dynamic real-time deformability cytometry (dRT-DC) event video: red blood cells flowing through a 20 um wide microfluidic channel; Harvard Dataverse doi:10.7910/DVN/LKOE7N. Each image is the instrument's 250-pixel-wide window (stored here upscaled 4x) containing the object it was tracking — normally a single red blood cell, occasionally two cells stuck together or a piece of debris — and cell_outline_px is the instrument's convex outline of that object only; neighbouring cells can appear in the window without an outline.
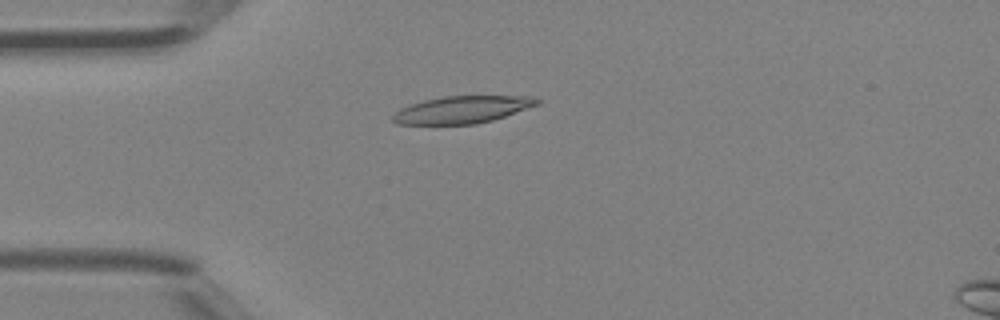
{"species": "Egyptian fruit bat (a non-hibernating species)", "species_latin": "Rousettus aegyptiacus", "temperature_condition": "room temperature", "stored_images_in_passage": 3, "camera_frame_rate_fps": 3000, "um_per_image_px": 0.085, "animal": {"sex": "female"}, "frame": {"image": 1, "passage_image": 2, "time_ms": 0.333, "image_size_px": [1000, 320], "cell_outline_px": [[540, 104], [492, 120], [476, 124], [396, 124], [392, 120], [392, 116], [400, 108], [424, 100], [444, 96], [528, 96], [540, 100]], "centroid_in_image_um": [39.27, 9.32], "position_along_channel_um": 45.7, "area_um2": 22.72}}